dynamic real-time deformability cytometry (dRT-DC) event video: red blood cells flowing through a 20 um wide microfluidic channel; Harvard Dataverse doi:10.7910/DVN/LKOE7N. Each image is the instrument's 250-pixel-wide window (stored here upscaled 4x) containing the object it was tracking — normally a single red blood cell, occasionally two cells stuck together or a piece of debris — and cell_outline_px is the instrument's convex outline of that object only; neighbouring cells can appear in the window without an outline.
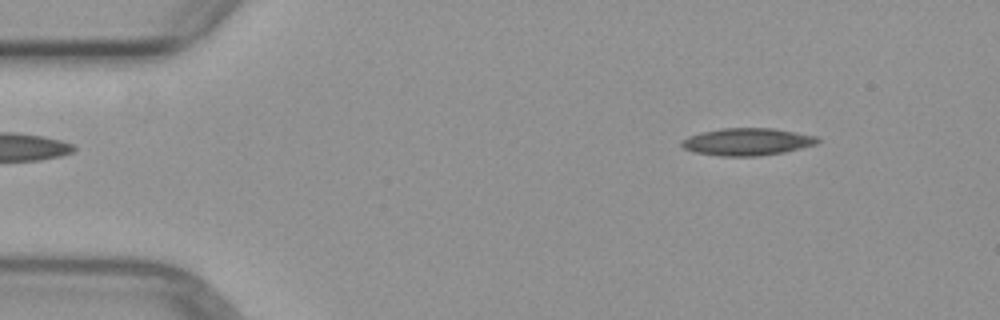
{"species": "common noctule bat (a hibernating species)", "species_latin": "Nyctalus noctula", "temperature_condition": "warm", "stored_images_in_passage": 3, "camera_frame_rate_fps": 3000, "um_per_image_px": 0.085, "animal": {"sex": "female", "body_mass_g": 29.2, "forearm_length_mm": 56.3}, "frame": {"image": 1, "passage_image": 1, "time_ms": 0.0, "image_size_px": [1000, 320], "cell_outline_px": [[820, 140], [816, 144], [784, 152], [756, 156], [720, 156], [692, 152], [684, 148], [680, 144], [680, 140], [688, 136], [700, 132], [720, 128], [772, 128], [796, 132], [816, 136]], "centroid_in_image_um": [63.45, 12.04], "position_along_channel_um": 21.5, "area_um2": 21.73}}